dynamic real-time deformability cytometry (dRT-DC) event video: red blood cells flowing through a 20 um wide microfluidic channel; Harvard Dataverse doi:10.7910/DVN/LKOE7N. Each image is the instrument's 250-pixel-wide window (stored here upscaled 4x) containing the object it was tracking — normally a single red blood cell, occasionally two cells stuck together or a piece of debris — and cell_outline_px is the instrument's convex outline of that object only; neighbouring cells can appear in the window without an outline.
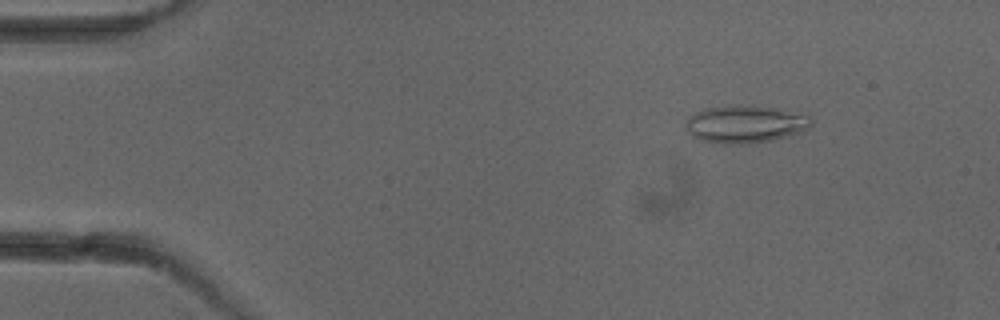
{"species": "common noctule bat (a hibernating species)", "species_latin": "Nyctalus noctula", "temperature_condition": "cold", "stored_images_in_passage": 5, "camera_frame_rate_fps": 3000, "um_per_image_px": 0.085, "animal": {"sex": "female"}, "frame": {"image": 1, "passage_image": 2, "time_ms": 1.0, "image_size_px": [1000, 320], "cell_outline_px": [[812, 124], [808, 128], [800, 132], [772, 140], [740, 144], [732, 144], [704, 140], [692, 136], [688, 132], [684, 124], [688, 116], [704, 108], [732, 104], [748, 104], [776, 108], [808, 116], [812, 120]], "centroid_in_image_um": [63.3, 10.52], "position_along_channel_um": 21.7, "area_um2": 27.46}}